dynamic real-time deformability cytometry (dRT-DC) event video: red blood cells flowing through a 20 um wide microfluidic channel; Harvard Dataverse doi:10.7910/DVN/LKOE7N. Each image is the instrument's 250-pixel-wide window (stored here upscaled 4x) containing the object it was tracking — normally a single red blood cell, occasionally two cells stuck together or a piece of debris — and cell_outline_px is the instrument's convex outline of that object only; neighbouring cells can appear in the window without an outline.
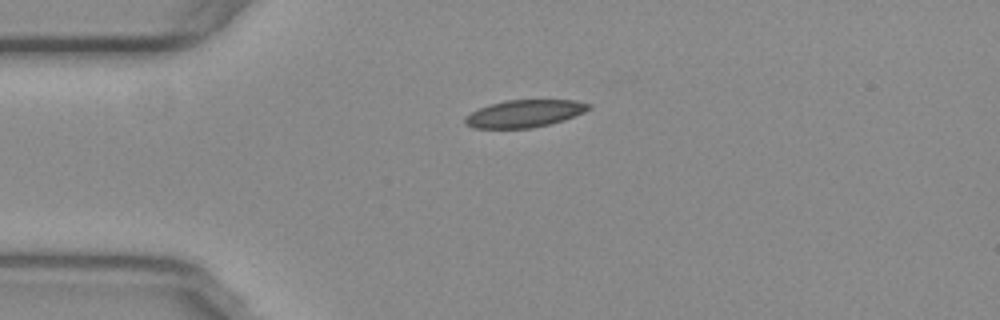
{"species": "common noctule bat (a hibernating species)", "species_latin": "Nyctalus noctula", "temperature_condition": "warm", "stored_images_in_passage": 43, "camera_frame_rate_fps": 3000, "um_per_image_px": 0.085, "animal": {"sex": "female", "body_mass_g": 29.2, "forearm_length_mm": 56.3}, "frame": {"image": 1, "passage_image": 1, "time_ms": 0.0, "image_size_px": [1000, 320], "cell_outline_px": [[592, 108], [584, 112], [564, 120], [548, 124], [528, 128], [472, 128], [464, 124], [464, 116], [480, 108], [504, 100], [576, 100], [592, 104]], "centroid_in_image_um": [44.59, 9.65], "position_along_channel_um": 40.4, "area_um2": 19.71}}
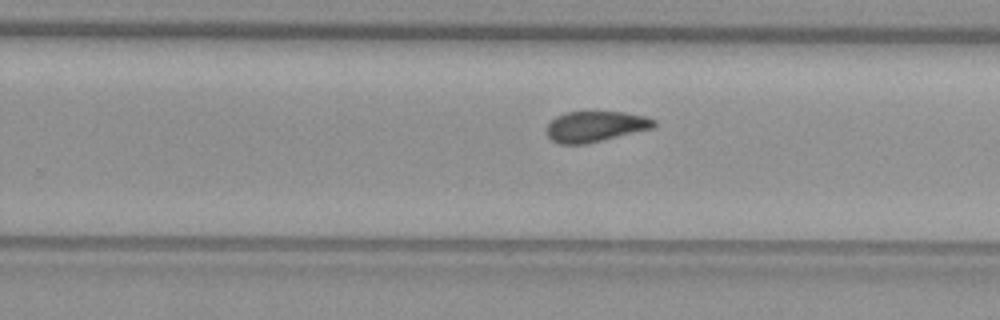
{"frame": {"image": 2, "passage_image": 22, "time_ms": 7.0, "image_size_px": [1000, 320], "cell_outline_px": [[656, 124], [652, 128], [588, 144], [560, 144], [552, 140], [548, 136], [548, 124], [556, 116], [564, 112], [624, 112], [644, 116], [656, 120]], "centroid_in_image_um": [50.61, 10.75], "position_along_channel_um": 279.2, "area_um2": 19.07}}
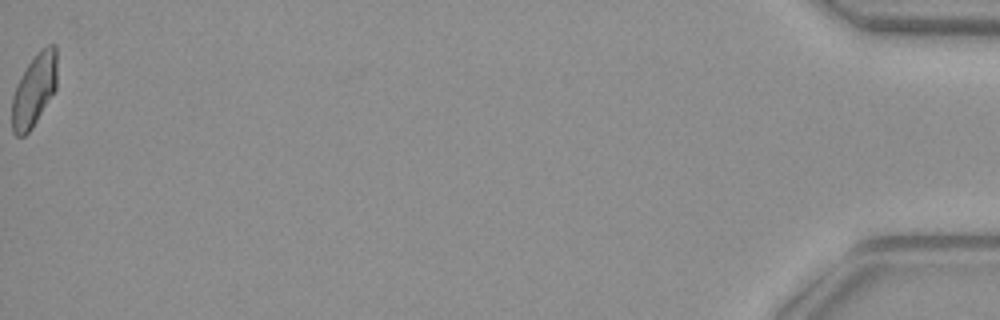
{"frame": {"image": 3, "passage_image": 43, "time_ms": 14.0, "image_size_px": [1000, 320], "cell_outline_px": [[56, 88], [32, 128], [24, 136], [16, 136], [12, 132], [12, 96], [28, 64], [36, 52], [40, 48], [48, 44], [56, 44]], "centroid_in_image_um": [2.91, 7.65], "position_along_channel_um": 432.3, "area_um2": 18.84}, "authors_computed_cell_mechanics": {"area_um2": 19.652, "velocity_mm_per_s": 3.7674, "shape_relaxation_time_tau1_ms": null, "shape_relaxation_time_tau2_ms": 1.0838, "deformation_change_tau1": null, "deformation_change_tau2": 0.0546}}